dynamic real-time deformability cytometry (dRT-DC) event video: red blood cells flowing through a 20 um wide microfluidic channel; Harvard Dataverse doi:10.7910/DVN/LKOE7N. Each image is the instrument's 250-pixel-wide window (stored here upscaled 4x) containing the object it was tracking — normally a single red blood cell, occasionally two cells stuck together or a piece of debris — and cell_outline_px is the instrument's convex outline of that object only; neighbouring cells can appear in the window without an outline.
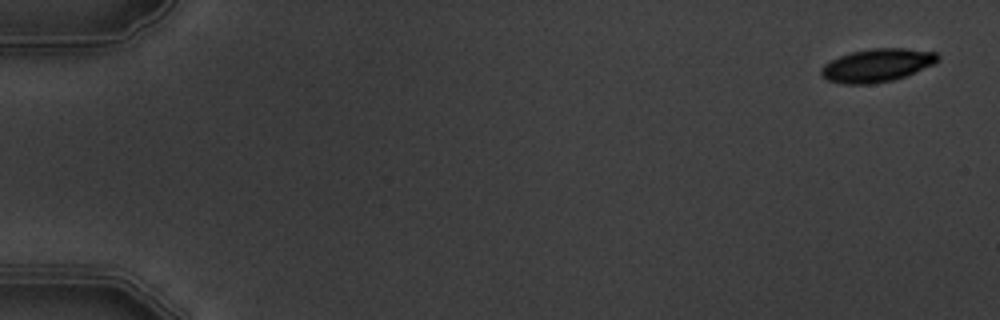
{"species": "common noctule bat (a hibernating species)", "species_latin": "Nyctalus noctula", "temperature_condition": "warm", "stored_images_in_passage": 6, "camera_frame_rate_fps": 3000, "um_per_image_px": 0.085, "animal": {"sex": "male", "body_mass_g": 19.5, "forearm_length_mm": 54.6}, "frame": {"image": 1, "passage_image": 1, "time_ms": 0.0, "image_size_px": [1000, 320], "cell_outline_px": [[940, 60], [932, 64], [904, 76], [892, 80], [872, 84], [844, 84], [828, 80], [820, 72], [820, 68], [824, 64], [840, 56], [852, 52], [872, 48], [904, 48], [936, 52], [940, 56]], "centroid_in_image_um": [74.54, 5.54], "position_along_channel_um": 10.5, "area_um2": 22.25}}
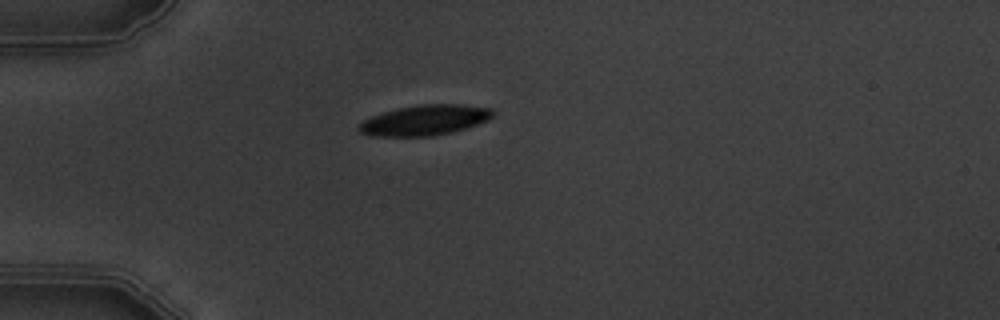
{"frame": {"image": 2, "passage_image": 5, "time_ms": 4.667, "image_size_px": [1000, 320], "cell_outline_px": [[496, 112], [488, 120], [452, 132], [432, 136], [376, 136], [360, 132], [356, 128], [356, 124], [372, 116], [396, 108], [420, 104], [464, 104], [492, 108]], "centroid_in_image_um": [36.1, 10.2], "position_along_channel_um": 48.9, "area_um2": 23.76}}